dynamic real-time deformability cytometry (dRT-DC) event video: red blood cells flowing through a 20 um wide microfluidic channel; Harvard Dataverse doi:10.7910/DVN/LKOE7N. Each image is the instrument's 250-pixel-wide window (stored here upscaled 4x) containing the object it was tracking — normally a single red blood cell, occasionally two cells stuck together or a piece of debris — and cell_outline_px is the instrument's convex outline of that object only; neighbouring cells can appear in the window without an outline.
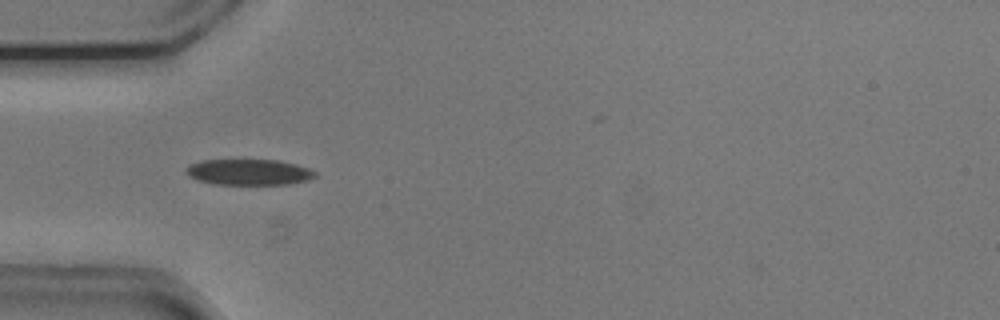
{"species": "common noctule bat (a hibernating species)", "species_latin": "Nyctalus noctula", "temperature_condition": "cold", "stored_images_in_passage": 39, "camera_frame_rate_fps": 3000, "um_per_image_px": 0.085, "animal": {"sex": "male", "body_mass_g": 20.5, "forearm_length_mm": 52.5}, "frame": {"image": 1, "passage_image": 7, "time_ms": 2.0, "image_size_px": [1000, 320], "cell_outline_px": [[316, 176], [308, 180], [288, 184], [216, 184], [196, 180], [188, 176], [184, 172], [184, 168], [188, 164], [200, 160], [276, 160], [296, 164], [308, 168], [316, 172]], "centroid_in_image_um": [21.09, 14.62], "position_along_channel_um": 63.9, "area_um2": 19.59}}
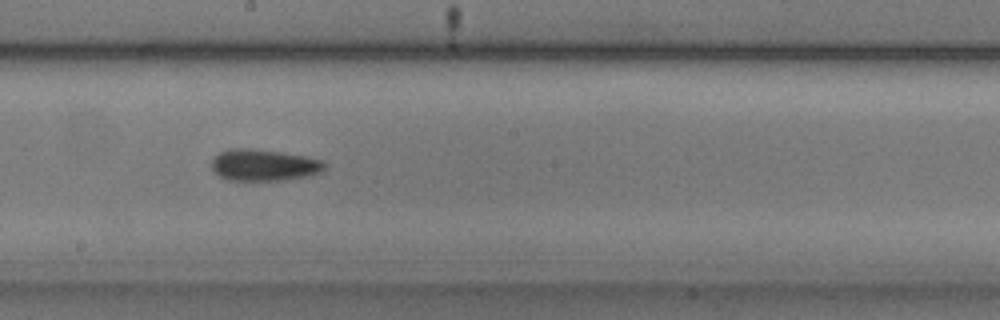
{"frame": {"image": 2, "passage_image": 20, "time_ms": 6.333, "image_size_px": [1000, 320], "cell_outline_px": [[324, 168], [320, 172], [308, 176], [280, 180], [228, 180], [220, 176], [212, 168], [212, 160], [220, 152], [228, 148], [252, 148], [308, 156], [320, 160], [324, 164]], "centroid_in_image_um": [22.41, 14.02], "position_along_channel_um": 225.8, "area_um2": 20.63}}
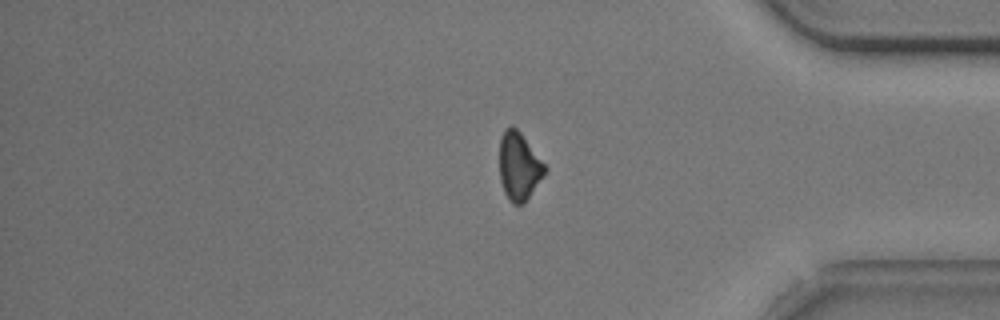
{"frame": {"image": 3, "passage_image": 35, "time_ms": 11.333, "image_size_px": [1000, 320], "cell_outline_px": [[548, 168], [524, 204], [512, 204], [508, 200], [504, 192], [500, 180], [500, 136], [504, 128], [512, 124], [520, 132]], "centroid_in_image_um": [44.09, 14.12], "position_along_channel_um": 391.1, "area_um2": 17.98}, "authors_computed_cell_mechanics": {"area_um2": 19.652, "velocity_mm_per_s": 3.7361, "shape_relaxation_time_tau1_ms": 4.541, "shape_relaxation_time_tau2_ms": null, "deformation_change_tau1": 0.0993, "deformation_change_tau2": null}}